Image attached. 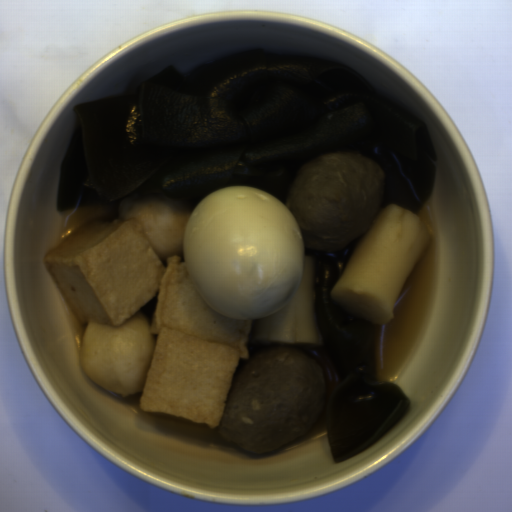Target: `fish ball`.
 <instances>
[{
    "label": "fish ball",
    "mask_w": 512,
    "mask_h": 512,
    "mask_svg": "<svg viewBox=\"0 0 512 512\" xmlns=\"http://www.w3.org/2000/svg\"><path fill=\"white\" fill-rule=\"evenodd\" d=\"M190 216L168 197L130 194L114 218L93 216L42 262L83 330L88 379L141 394L138 411L216 430L254 322L220 314L195 287L181 262Z\"/></svg>",
    "instance_id": "1"
}]
</instances>
